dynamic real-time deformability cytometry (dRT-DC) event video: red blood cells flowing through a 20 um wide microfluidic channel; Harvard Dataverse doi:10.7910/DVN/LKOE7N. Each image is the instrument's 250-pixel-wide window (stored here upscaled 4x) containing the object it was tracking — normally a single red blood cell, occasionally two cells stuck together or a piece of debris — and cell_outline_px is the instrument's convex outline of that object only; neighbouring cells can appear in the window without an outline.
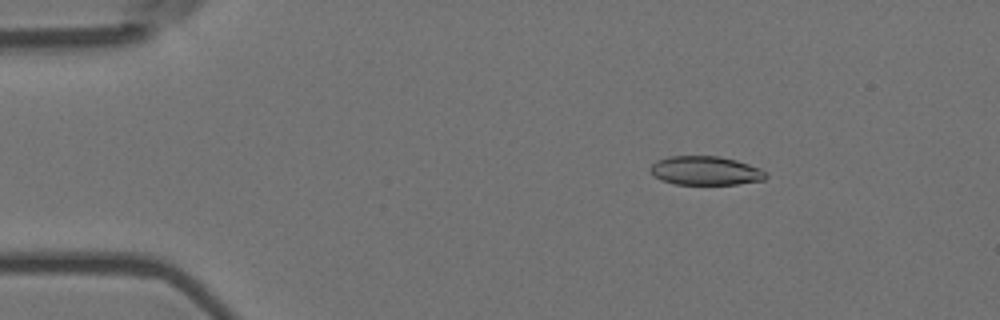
{"species": "Egyptian fruit bat (a non-hibernating species)", "species_latin": "Rousettus aegyptiacus", "temperature_condition": "room temperature", "stored_images_in_passage": 5, "camera_frame_rate_fps": 3000, "um_per_image_px": 0.085, "animal": {"sex": "female"}, "frame": {"image": 1, "passage_image": 3, "time_ms": 0.667, "image_size_px": [1000, 320], "cell_outline_px": [[768, 176], [764, 180], [736, 184], [676, 184], [664, 180], [656, 176], [648, 168], [656, 160], [668, 156], [720, 156], [736, 160], [760, 168], [768, 172]], "centroid_in_image_um": [60.0, 14.49], "position_along_channel_um": 25.0, "area_um2": 19.42}}